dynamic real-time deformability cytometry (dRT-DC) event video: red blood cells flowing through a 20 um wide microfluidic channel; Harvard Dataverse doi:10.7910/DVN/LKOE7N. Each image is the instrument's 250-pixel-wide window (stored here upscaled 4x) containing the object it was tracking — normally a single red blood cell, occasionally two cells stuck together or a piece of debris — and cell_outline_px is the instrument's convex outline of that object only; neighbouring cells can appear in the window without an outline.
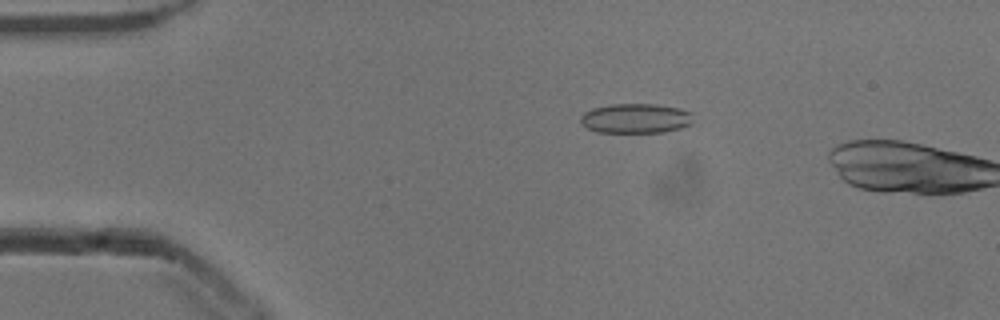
{"species": "common noctule bat (a hibernating species)", "species_latin": "Nyctalus noctula", "temperature_condition": "cold", "stored_images_in_passage": 9, "camera_frame_rate_fps": 3000, "um_per_image_px": 0.085, "animal": {"sex": "male", "body_mass_g": 13.3}, "frame": {"image": 1, "passage_image": 7, "time_ms": 2.0, "image_size_px": [1000, 320], "cell_outline_px": [[692, 124], [680, 128], [664, 132], [596, 132], [580, 124], [580, 116], [584, 112], [592, 108], [608, 104], [656, 104], [680, 108], [692, 112]], "centroid_in_image_um": [54.02, 10.05], "position_along_channel_um": 31.0, "area_um2": 19.71}}